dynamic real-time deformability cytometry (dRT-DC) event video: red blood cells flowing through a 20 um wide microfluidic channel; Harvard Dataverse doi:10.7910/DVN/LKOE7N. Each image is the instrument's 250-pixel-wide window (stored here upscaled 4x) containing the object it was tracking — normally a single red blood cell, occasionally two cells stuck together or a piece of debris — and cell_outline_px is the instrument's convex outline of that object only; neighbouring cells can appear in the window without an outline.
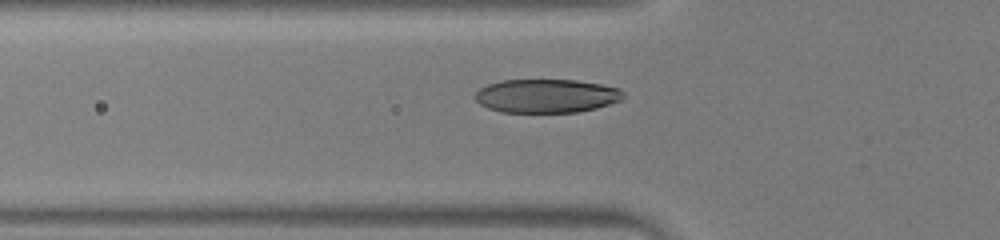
{"species": "human", "species_latin": "Homo sapiens", "temperature_condition": "warm", "stored_images_in_passage": 38, "camera_frame_rate_fps": 3000, "um_per_image_px": 0.085, "donor": {"sex": "male"}, "frame": {"image": 1, "passage_image": 7, "time_ms": 2.0, "image_size_px": [1000, 240], "cell_outline_px": [[624, 100], [596, 108], [576, 112], [500, 112], [488, 108], [480, 104], [472, 96], [480, 88], [488, 84], [500, 80], [576, 80], [600, 84], [620, 88], [624, 92]], "centroid_in_image_um": [46.46, 8.15], "position_along_channel_um": 79.3, "area_um2": 29.3}}
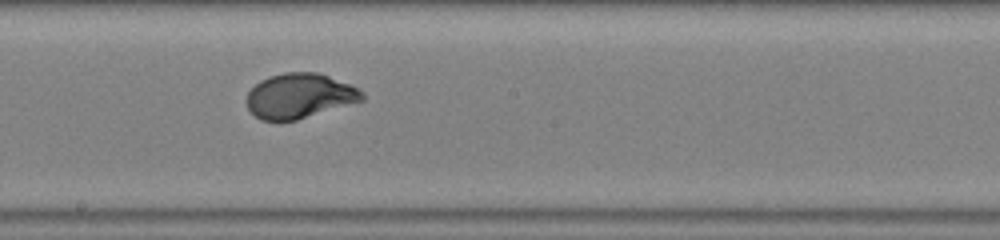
{"frame": {"image": 2, "passage_image": 17, "time_ms": 5.333, "image_size_px": [1000, 240], "cell_outline_px": [[364, 100], [296, 120], [260, 120], [248, 108], [244, 100], [248, 92], [260, 80], [284, 72], [316, 72], [352, 84], [360, 88], [364, 92]], "centroid_in_image_um": [25.47, 8.14], "position_along_channel_um": 222.7, "area_um2": 30.23}}
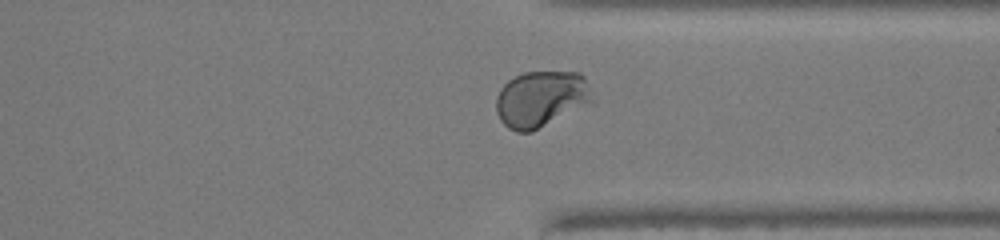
{"frame": {"image": 3, "passage_image": 27, "time_ms": 8.667, "image_size_px": [1000, 240], "cell_outline_px": [[596, 100], [532, 132], [516, 132], [508, 128], [500, 120], [496, 112], [496, 96], [500, 88], [508, 80], [524, 72], [580, 72], [584, 76]], "centroid_in_image_um": [45.98, 8.41], "position_along_channel_um": 365.4, "area_um2": 31.73}}